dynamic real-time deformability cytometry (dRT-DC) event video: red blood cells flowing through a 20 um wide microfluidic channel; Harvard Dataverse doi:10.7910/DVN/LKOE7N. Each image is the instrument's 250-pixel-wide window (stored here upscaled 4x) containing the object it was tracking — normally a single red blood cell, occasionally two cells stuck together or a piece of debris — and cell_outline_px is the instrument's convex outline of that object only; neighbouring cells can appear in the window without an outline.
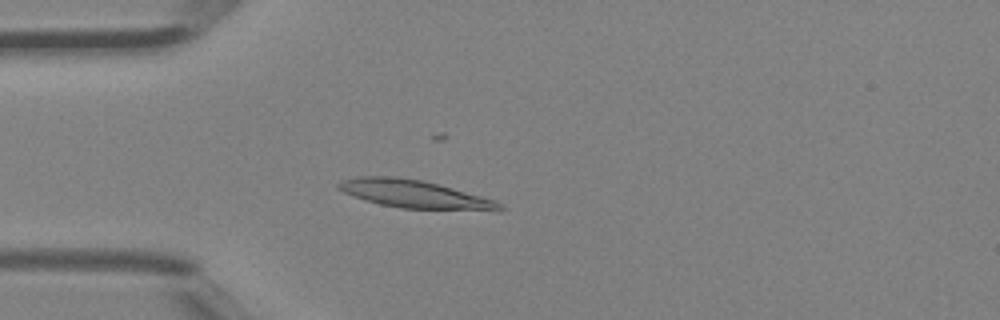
{"species": "Egyptian fruit bat (a non-hibernating species)", "species_latin": "Rousettus aegyptiacus", "temperature_condition": "room temperature", "stored_images_in_passage": 39, "camera_frame_rate_fps": 3000, "um_per_image_px": 0.085, "animal": {"sex": "female"}, "frame": {"image": 1, "passage_image": 12, "time_ms": 3.667, "image_size_px": [1000, 320], "cell_outline_px": [[504, 208], [500, 212], [400, 208], [380, 204], [344, 192], [336, 188], [336, 184], [340, 180], [360, 176], [396, 176], [420, 180], [452, 188], [480, 196], [492, 200], [500, 204]], "centroid_in_image_um": [35.26, 16.52], "position_along_channel_um": 49.7, "area_um2": 26.24}}
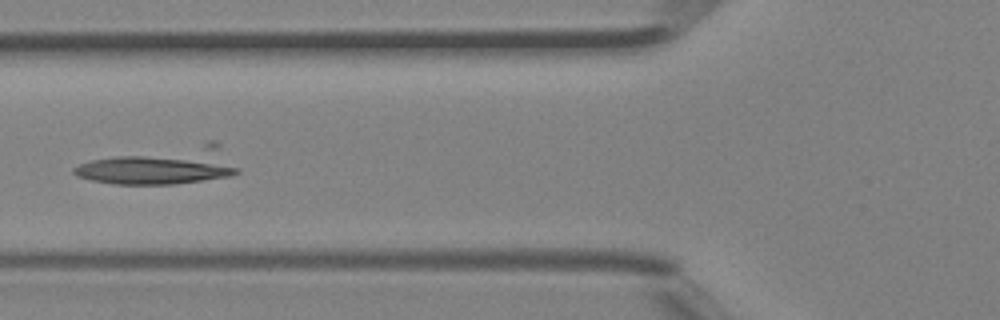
{"frame": {"image": 2, "passage_image": 17, "time_ms": 5.333, "image_size_px": [1000, 320], "cell_outline_px": [[240, 172], [232, 176], [176, 184], [112, 184], [92, 180], [76, 176], [72, 172], [72, 168], [80, 164], [92, 160], [208, 140], [216, 140], [220, 144], [240, 168]], "centroid_in_image_um": [13.82, 14.07], "position_along_channel_um": 112.0, "area_um2": 35.78}}
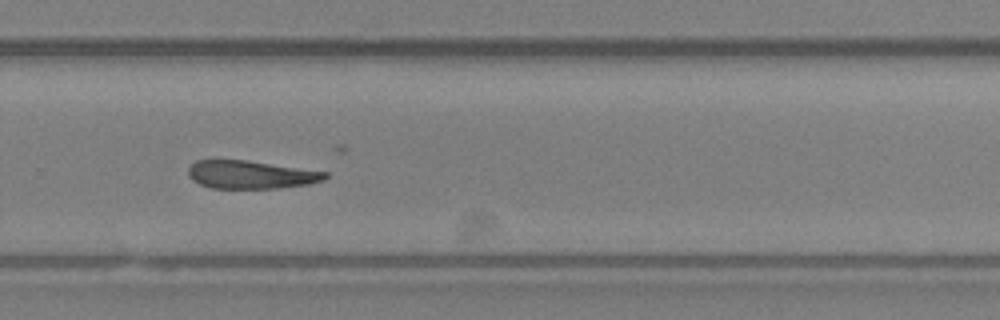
{"frame": {"image": 3, "passage_image": 30, "time_ms": 9.667, "image_size_px": [1000, 320], "cell_outline_px": [[328, 176], [324, 180], [308, 184], [280, 188], [212, 188], [200, 184], [192, 180], [188, 176], [188, 168], [196, 160], [248, 160], [328, 172]], "centroid_in_image_um": [21.32, 14.84], "position_along_channel_um": 308.5, "area_um2": 22.43}}